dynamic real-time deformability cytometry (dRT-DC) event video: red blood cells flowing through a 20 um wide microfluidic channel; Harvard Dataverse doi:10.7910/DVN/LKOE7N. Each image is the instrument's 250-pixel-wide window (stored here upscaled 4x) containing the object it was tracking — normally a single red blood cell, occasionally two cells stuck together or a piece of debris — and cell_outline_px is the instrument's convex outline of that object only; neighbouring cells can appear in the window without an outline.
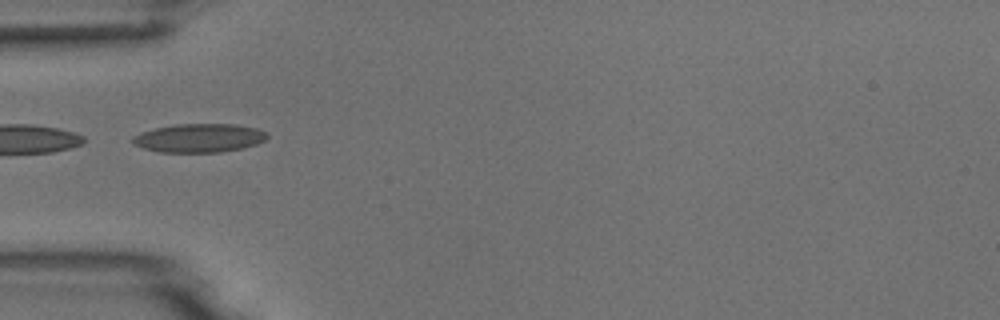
{"species": "common noctule bat (a hibernating species)", "species_latin": "Nyctalus noctula", "temperature_condition": "room temperature", "stored_images_in_passage": 6, "camera_frame_rate_fps": 3000, "um_per_image_px": 0.085, "animal": {"sex": "male", "body_mass_g": 18.8}, "frame": {"image": 1, "passage_image": 4, "time_ms": 4.333, "image_size_px": [1000, 320], "cell_outline_px": [[268, 136], [264, 140], [256, 144], [244, 148], [220, 152], [160, 152], [144, 148], [132, 144], [128, 140], [132, 136], [140, 132], [156, 128], [176, 124], [236, 124], [256, 128], [268, 132]], "centroid_in_image_um": [16.9, 11.73], "position_along_channel_um": 68.1, "area_um2": 22.66}}